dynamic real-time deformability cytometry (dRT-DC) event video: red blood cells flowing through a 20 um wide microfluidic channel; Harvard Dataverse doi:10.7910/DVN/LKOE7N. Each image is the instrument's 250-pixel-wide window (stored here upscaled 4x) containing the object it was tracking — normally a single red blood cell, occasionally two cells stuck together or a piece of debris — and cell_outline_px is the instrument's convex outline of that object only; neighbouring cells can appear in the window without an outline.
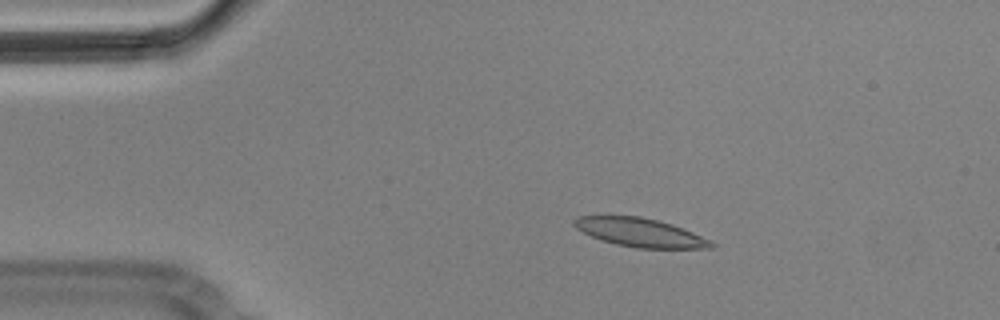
{"species": "Egyptian fruit bat (a non-hibernating species)", "species_latin": "Rousettus aegyptiacus", "temperature_condition": "cold", "stored_images_in_passage": 6, "camera_frame_rate_fps": 3000, "um_per_image_px": 0.085, "animal": {"sex": "male"}, "frame": {"image": 1, "passage_image": 3, "time_ms": 0.667, "image_size_px": [1000, 320], "cell_outline_px": [[716, 244], [712, 248], [636, 248], [616, 244], [600, 240], [576, 228], [572, 224], [572, 220], [580, 216], [640, 216], [672, 224], [684, 228], [712, 240]], "centroid_in_image_um": [54.44, 19.76], "position_along_channel_um": 30.6, "area_um2": 22.89}}
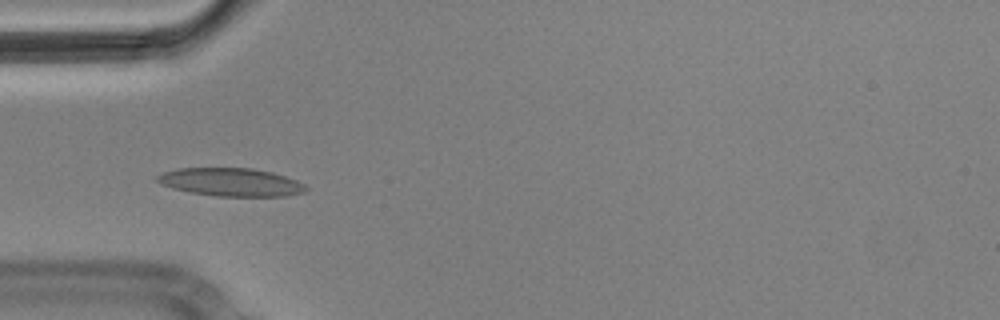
{"frame": {"image": 2, "passage_image": 5, "time_ms": 1.333, "image_size_px": [1000, 320], "cell_outline_px": [[308, 192], [288, 196], [216, 196], [188, 192], [172, 188], [160, 184], [156, 180], [156, 176], [164, 172], [180, 168], [252, 168], [272, 172], [296, 180], [304, 184], [308, 188]], "centroid_in_image_um": [19.65, 15.49], "position_along_channel_um": 65.4, "area_um2": 24.51}}